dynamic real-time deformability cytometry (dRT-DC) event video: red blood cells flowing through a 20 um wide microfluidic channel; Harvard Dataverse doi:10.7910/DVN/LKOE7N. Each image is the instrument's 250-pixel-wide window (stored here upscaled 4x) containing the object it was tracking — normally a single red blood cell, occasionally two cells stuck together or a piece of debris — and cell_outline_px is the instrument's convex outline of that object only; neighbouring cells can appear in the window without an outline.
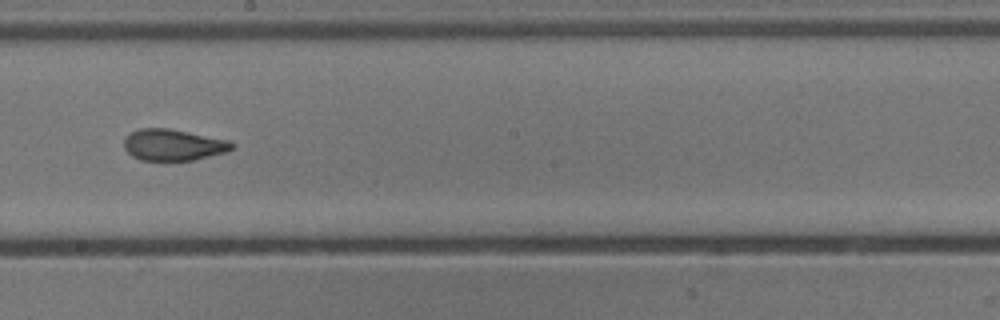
{"species": "common noctule bat (a hibernating species)", "species_latin": "Nyctalus noctula", "temperature_condition": "cold", "stored_images_in_passage": 21, "camera_frame_rate_fps": 3000, "um_per_image_px": 0.085, "animal": {"sex": "male", "body_mass_g": 13.3}, "frame": {"image": 1, "passage_image": 15, "time_ms": 4.667, "image_size_px": [1000, 320], "cell_outline_px": [[236, 148], [224, 152], [192, 160], [140, 160], [132, 156], [124, 148], [124, 140], [132, 132], [140, 128], [168, 128], [228, 140], [236, 144]], "centroid_in_image_um": [14.73, 12.31], "position_along_channel_um": 233.5, "area_um2": 19.54}}